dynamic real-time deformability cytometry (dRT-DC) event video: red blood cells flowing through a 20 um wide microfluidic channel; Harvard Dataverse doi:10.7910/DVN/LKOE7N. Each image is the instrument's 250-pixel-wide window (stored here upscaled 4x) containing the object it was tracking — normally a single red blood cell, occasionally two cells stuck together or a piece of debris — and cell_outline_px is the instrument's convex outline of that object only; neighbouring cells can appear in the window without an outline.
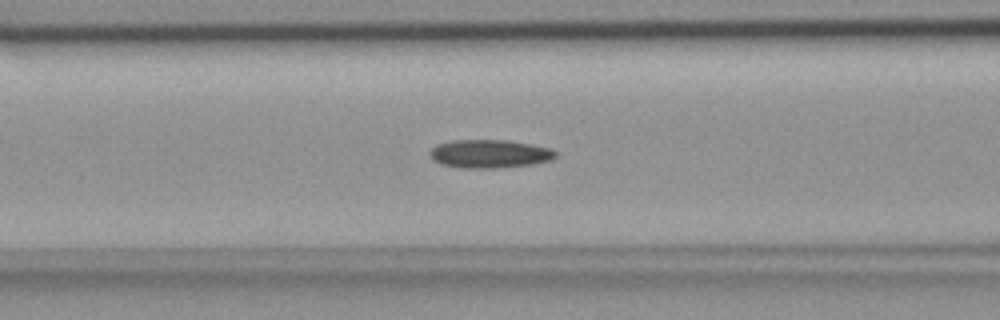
{"species": "common noctule bat (a hibernating species)", "species_latin": "Nyctalus noctula", "temperature_condition": "room temperature", "stored_images_in_passage": 53, "camera_frame_rate_fps": 3000, "um_per_image_px": 0.085, "animal": {"sex": "female", "body_mass_g": 18.4}, "frame": {"image": 1, "passage_image": 21, "time_ms": 6.667, "image_size_px": [1000, 320], "cell_outline_px": [[556, 156], [552, 160], [532, 164], [496, 168], [460, 168], [440, 164], [432, 160], [428, 152], [436, 144], [452, 140], [508, 140], [532, 144], [552, 148], [556, 152]], "centroid_in_image_um": [41.59, 13.07], "position_along_channel_um": 125.0, "area_um2": 21.04}}
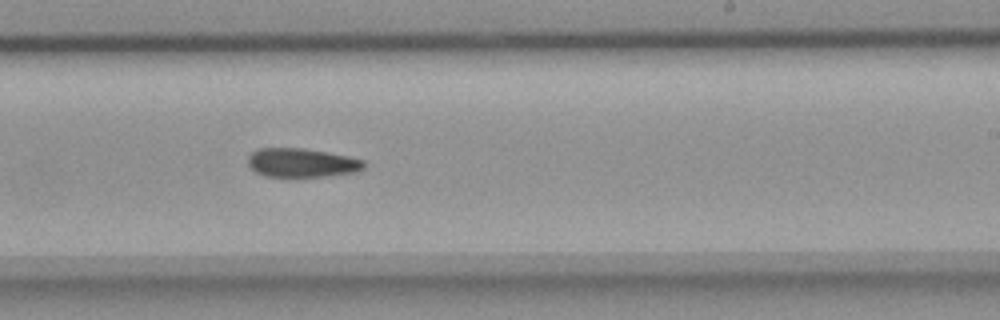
{"frame": {"image": 2, "passage_image": 32, "time_ms": 10.333, "image_size_px": [1000, 320], "cell_outline_px": [[364, 168], [356, 172], [324, 176], [264, 176], [256, 172], [248, 164], [248, 156], [252, 152], [260, 148], [304, 148], [328, 152], [348, 156], [364, 160]], "centroid_in_image_um": [25.65, 13.82], "position_along_channel_um": 263.4, "area_um2": 19.42}}
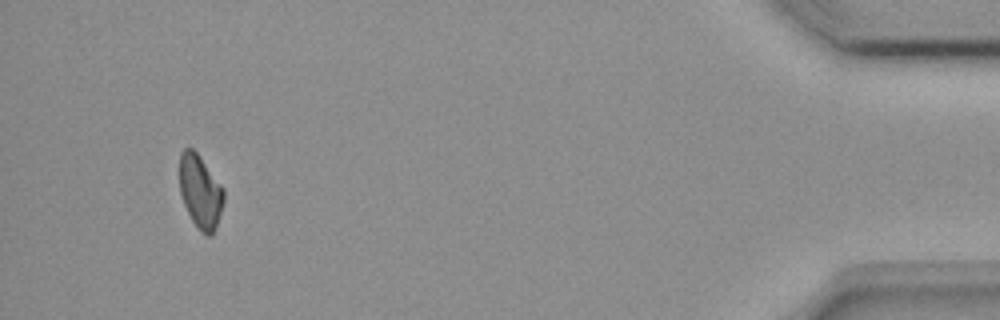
{"frame": {"image": 3, "passage_image": 50, "time_ms": 16.333, "image_size_px": [1000, 320], "cell_outline_px": [[224, 200], [216, 228], [212, 236], [208, 236], [200, 232], [192, 220], [184, 204], [180, 192], [180, 152], [184, 148], [192, 148], [196, 152], [224, 188]], "centroid_in_image_um": [17.03, 16.31], "position_along_channel_um": 418.2, "area_um2": 18.84}}